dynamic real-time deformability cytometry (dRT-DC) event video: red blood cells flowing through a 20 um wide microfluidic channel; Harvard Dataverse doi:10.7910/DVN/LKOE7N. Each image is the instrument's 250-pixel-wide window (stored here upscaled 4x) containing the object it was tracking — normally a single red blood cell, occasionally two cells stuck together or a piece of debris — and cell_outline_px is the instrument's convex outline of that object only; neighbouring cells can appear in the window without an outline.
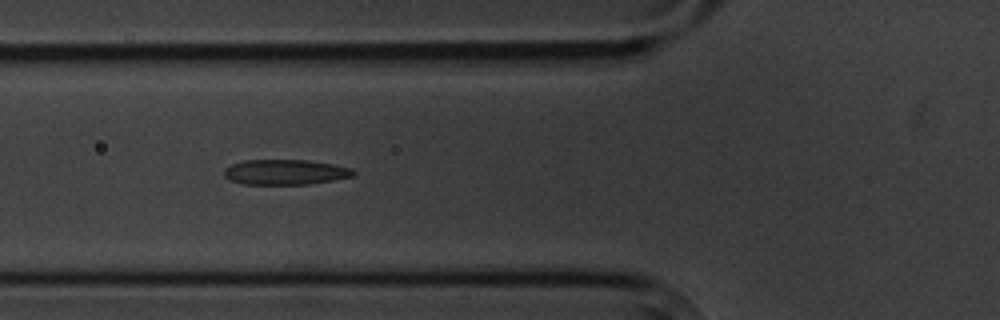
{"species": "common noctule bat (a hibernating species)", "species_latin": "Nyctalus noctula", "temperature_condition": "cold", "stored_images_in_passage": 7, "camera_frame_rate_fps": 3000, "um_per_image_px": 0.085, "animal": {"sex": "male", "body_mass_g": 20.1, "forearm_length_mm": 53.5}, "frame": {"image": 1, "passage_image": 6, "time_ms": 6.667, "image_size_px": [1000, 320], "cell_outline_px": [[356, 172], [352, 176], [336, 180], [308, 184], [244, 184], [228, 180], [224, 176], [224, 168], [232, 164], [244, 160], [308, 160], [332, 164], [352, 168]], "centroid_in_image_um": [24.24, 14.63], "position_along_channel_um": 101.6, "area_um2": 19.07}}
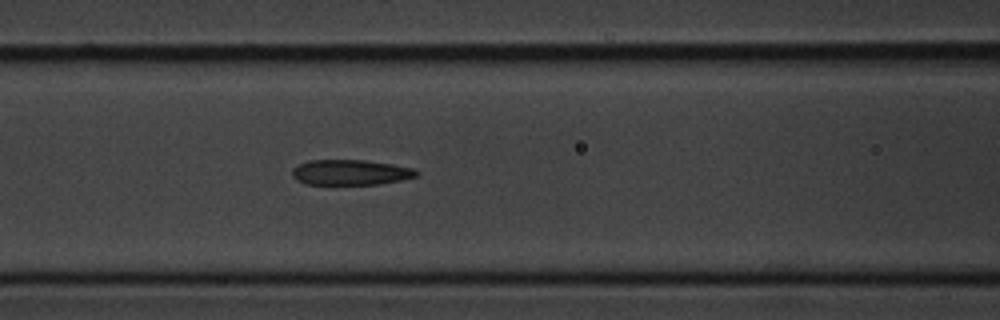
{"frame": {"image": 2, "passage_image": 7, "time_ms": 7.667, "image_size_px": [1000, 320], "cell_outline_px": [[420, 172], [416, 176], [400, 180], [380, 184], [304, 184], [296, 180], [292, 176], [292, 168], [308, 160], [364, 160], [392, 164], [412, 168]], "centroid_in_image_um": [29.76, 14.65], "position_along_channel_um": 136.8, "area_um2": 18.32}}